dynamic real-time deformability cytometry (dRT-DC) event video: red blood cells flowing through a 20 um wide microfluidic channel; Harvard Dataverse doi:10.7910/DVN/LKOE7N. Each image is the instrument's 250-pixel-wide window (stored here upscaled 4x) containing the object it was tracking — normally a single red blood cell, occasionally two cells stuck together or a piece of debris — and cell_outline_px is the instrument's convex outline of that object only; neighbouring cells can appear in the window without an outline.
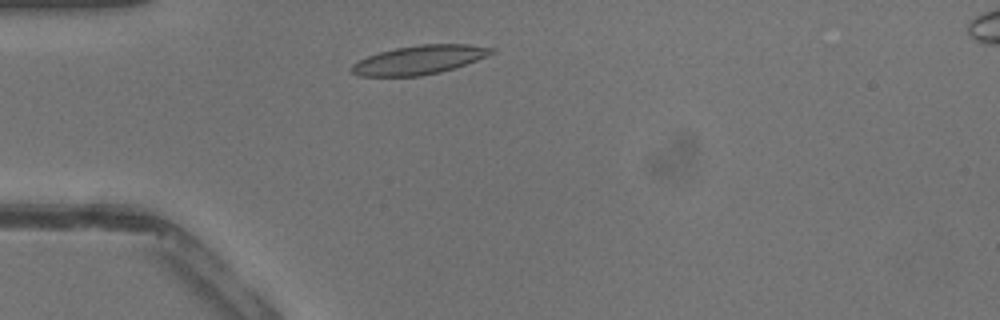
{"species": "common noctule bat (a hibernating species)", "species_latin": "Nyctalus noctula", "temperature_condition": "warm", "stored_images_in_passage": 31, "camera_frame_rate_fps": 3000, "um_per_image_px": 0.085, "animal": {"sex": "male", "body_mass_g": 13.3}, "frame": {"image": 1, "passage_image": 4, "time_ms": 1.0, "image_size_px": [1000, 320], "cell_outline_px": [[496, 48], [492, 52], [476, 60], [440, 72], [420, 76], [360, 76], [352, 72], [348, 68], [352, 64], [368, 56], [380, 52], [396, 48], [420, 44], [468, 44]], "centroid_in_image_um": [35.59, 5.09], "position_along_channel_um": 49.4, "area_um2": 23.18}}
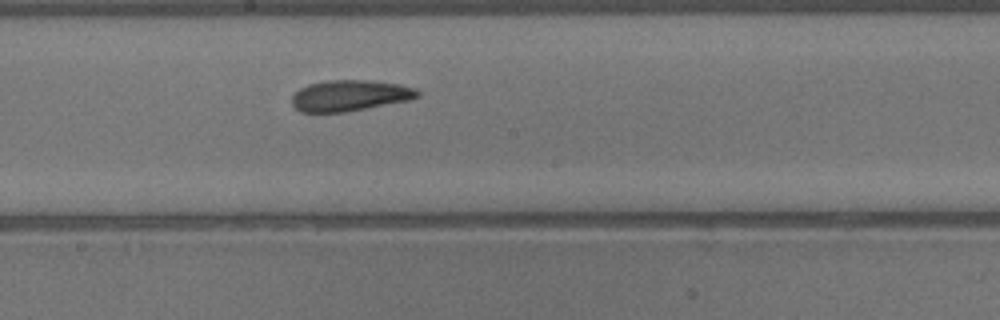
{"frame": {"image": 2, "passage_image": 15, "time_ms": 4.667, "image_size_px": [1000, 320], "cell_outline_px": [[420, 96], [408, 100], [344, 112], [300, 112], [292, 104], [292, 96], [300, 88], [308, 84], [332, 80], [372, 80], [400, 84], [416, 88], [420, 92]], "centroid_in_image_um": [29.75, 8.11], "position_along_channel_um": 218.5, "area_um2": 22.6}}
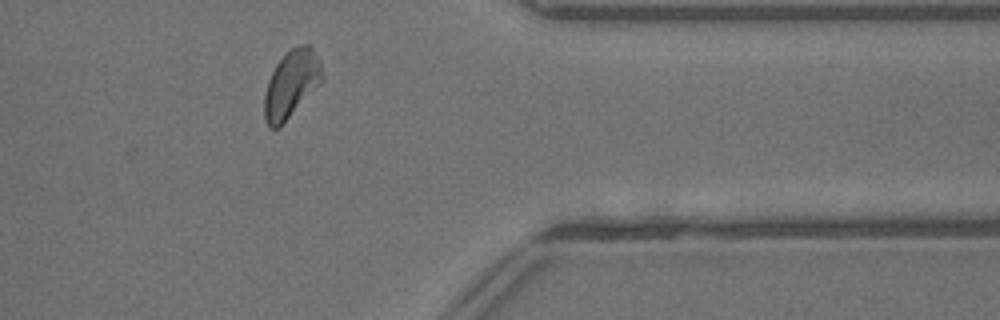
{"frame": {"image": 3, "passage_image": 26, "time_ms": 8.333, "image_size_px": [1000, 320], "cell_outline_px": [[324, 80], [280, 128], [268, 128], [264, 120], [264, 96], [268, 80], [276, 64], [292, 48], [300, 44], [308, 44], [312, 48], [320, 60], [324, 76]], "centroid_in_image_um": [24.77, 7.18], "position_along_channel_um": 386.6, "area_um2": 22.95}}